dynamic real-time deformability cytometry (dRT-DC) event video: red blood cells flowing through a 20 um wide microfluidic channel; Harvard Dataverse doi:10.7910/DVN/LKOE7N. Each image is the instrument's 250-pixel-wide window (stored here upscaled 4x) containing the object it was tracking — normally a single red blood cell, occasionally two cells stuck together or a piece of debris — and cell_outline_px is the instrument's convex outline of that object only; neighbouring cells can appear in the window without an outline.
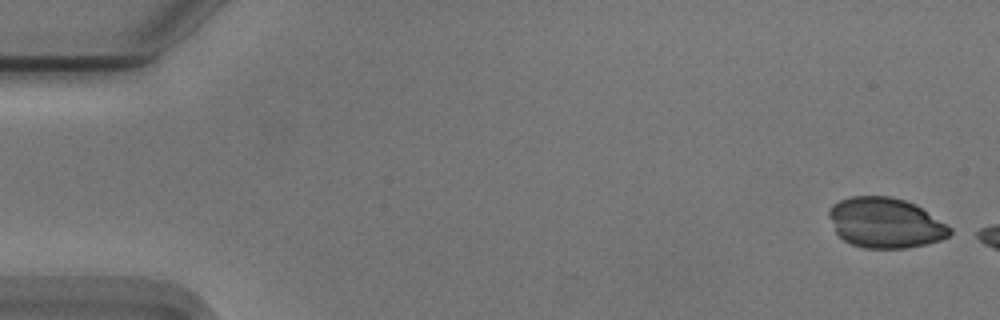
{"species": "Egyptian fruit bat (a non-hibernating species)", "species_latin": "Rousettus aegyptiacus", "temperature_condition": "cold", "stored_images_in_passage": 7, "camera_frame_rate_fps": 3000, "um_per_image_px": 0.085, "animal": {"sex": "male"}, "frame": {"image": 1, "passage_image": 2, "time_ms": 0.333, "image_size_px": [1000, 320], "cell_outline_px": [[952, 232], [948, 236], [940, 240], [908, 248], [864, 248], [852, 244], [844, 240], [836, 232], [828, 216], [828, 208], [832, 204], [840, 200], [852, 196], [892, 196], [916, 204], [952, 228]], "centroid_in_image_um": [75.24, 18.93], "position_along_channel_um": 9.8, "area_um2": 35.37}}